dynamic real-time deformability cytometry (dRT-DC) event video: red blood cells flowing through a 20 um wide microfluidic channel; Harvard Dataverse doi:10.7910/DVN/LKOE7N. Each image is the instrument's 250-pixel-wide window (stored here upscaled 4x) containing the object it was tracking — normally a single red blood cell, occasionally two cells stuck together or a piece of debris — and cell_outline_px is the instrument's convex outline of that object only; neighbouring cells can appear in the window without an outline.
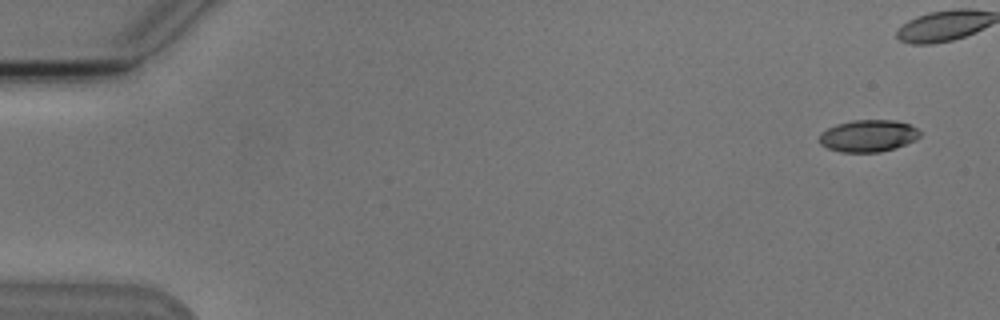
{"species": "Egyptian fruit bat (a non-hibernating species)", "species_latin": "Rousettus aegyptiacus", "temperature_condition": "cold", "stored_images_in_passage": 6, "camera_frame_rate_fps": 3000, "um_per_image_px": 0.085, "animal": {"sex": "male"}, "frame": {"image": 1, "passage_image": 1, "time_ms": 0.0, "image_size_px": [1000, 320], "cell_outline_px": [[920, 136], [916, 140], [896, 148], [880, 152], [840, 152], [828, 148], [820, 144], [820, 132], [836, 124], [852, 120], [896, 120], [908, 124], [916, 128], [920, 132]], "centroid_in_image_um": [73.8, 11.55], "position_along_channel_um": 11.2, "area_um2": 18.84}}
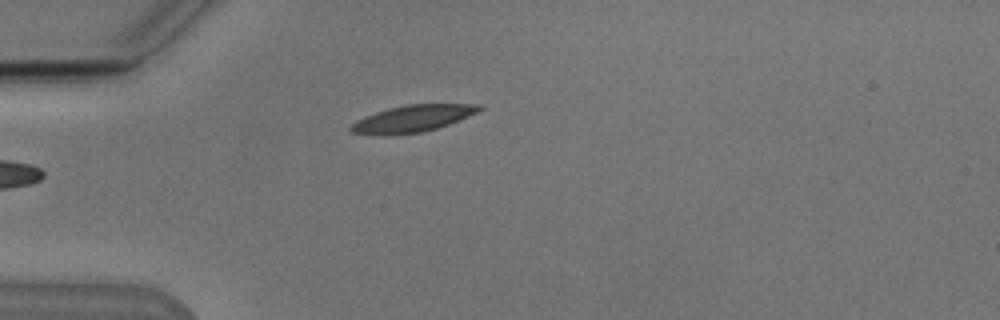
{"frame": {"image": 2, "passage_image": 5, "time_ms": 5.667, "image_size_px": [1000, 320], "cell_outline_px": [[484, 108], [468, 116], [448, 124], [424, 132], [384, 136], [352, 132], [348, 128], [356, 120], [364, 116], [388, 108], [408, 104], [480, 104]], "centroid_in_image_um": [35.03, 10.08], "position_along_channel_um": 50.0, "area_um2": 20.06}}